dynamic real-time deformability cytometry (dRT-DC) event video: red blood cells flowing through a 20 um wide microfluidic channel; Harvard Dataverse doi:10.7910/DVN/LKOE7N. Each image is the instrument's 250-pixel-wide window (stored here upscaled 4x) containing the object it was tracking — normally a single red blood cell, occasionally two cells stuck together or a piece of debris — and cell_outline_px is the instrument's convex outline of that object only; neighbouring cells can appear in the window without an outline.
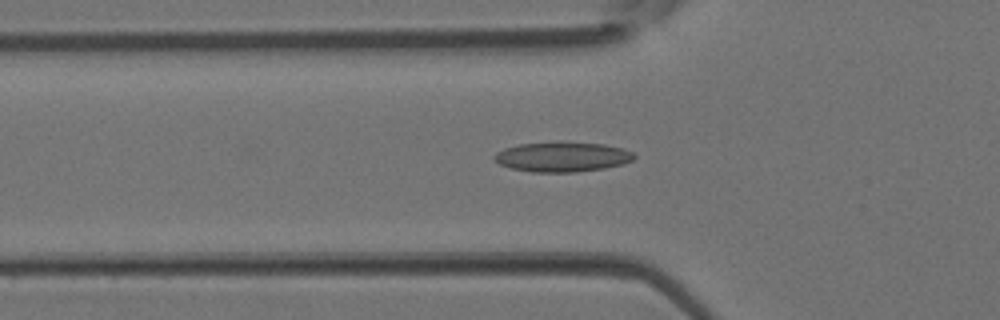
{"species": "Egyptian fruit bat (a non-hibernating species)", "species_latin": "Rousettus aegyptiacus", "temperature_condition": "room temperature", "stored_images_in_passage": 38, "camera_frame_rate_fps": 3000, "um_per_image_px": 0.085, "animal": {"sex": "female"}, "frame": {"image": 1, "passage_image": 13, "time_ms": 4.0, "image_size_px": [1000, 320], "cell_outline_px": [[636, 156], [632, 160], [624, 164], [604, 168], [576, 172], [532, 172], [512, 168], [500, 164], [492, 156], [496, 152], [504, 148], [520, 144], [604, 144], [620, 148], [632, 152]], "centroid_in_image_um": [47.79, 13.37], "position_along_channel_um": 78.0, "area_um2": 23.47}}
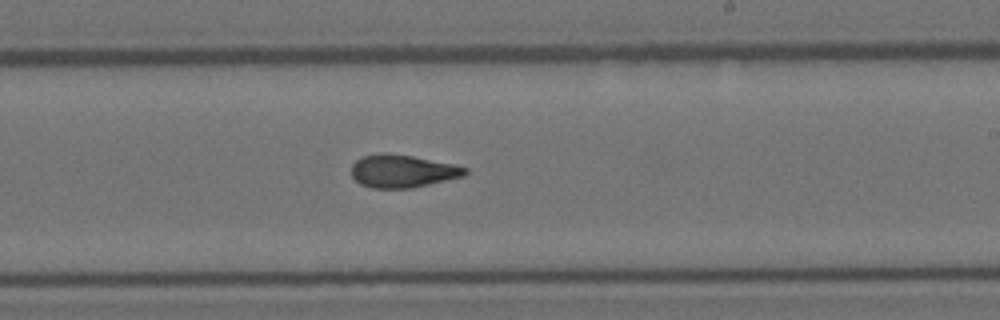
{"frame": {"image": 2, "passage_image": 24, "time_ms": 7.667, "image_size_px": [1000, 320], "cell_outline_px": [[468, 172], [464, 176], [412, 188], [372, 188], [360, 184], [352, 176], [352, 164], [356, 160], [364, 156], [412, 156], [452, 164], [468, 168]], "centroid_in_image_um": [34.25, 14.59], "position_along_channel_um": 254.8, "area_um2": 20.92}}
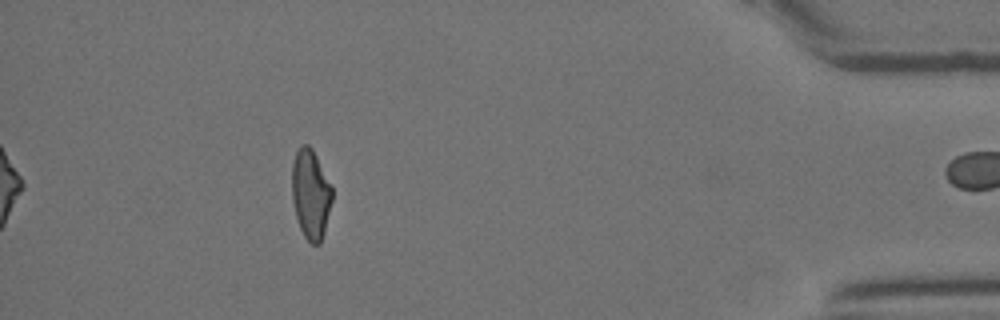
{"frame": {"image": 3, "passage_image": 37, "time_ms": 12.0, "image_size_px": [1000, 320], "cell_outline_px": [[332, 200], [324, 232], [320, 244], [312, 244], [304, 236], [300, 228], [296, 216], [292, 200], [292, 160], [300, 144], [308, 144], [312, 148], [332, 188]], "centroid_in_image_um": [26.39, 16.48], "position_along_channel_um": 408.8, "area_um2": 20.87}}